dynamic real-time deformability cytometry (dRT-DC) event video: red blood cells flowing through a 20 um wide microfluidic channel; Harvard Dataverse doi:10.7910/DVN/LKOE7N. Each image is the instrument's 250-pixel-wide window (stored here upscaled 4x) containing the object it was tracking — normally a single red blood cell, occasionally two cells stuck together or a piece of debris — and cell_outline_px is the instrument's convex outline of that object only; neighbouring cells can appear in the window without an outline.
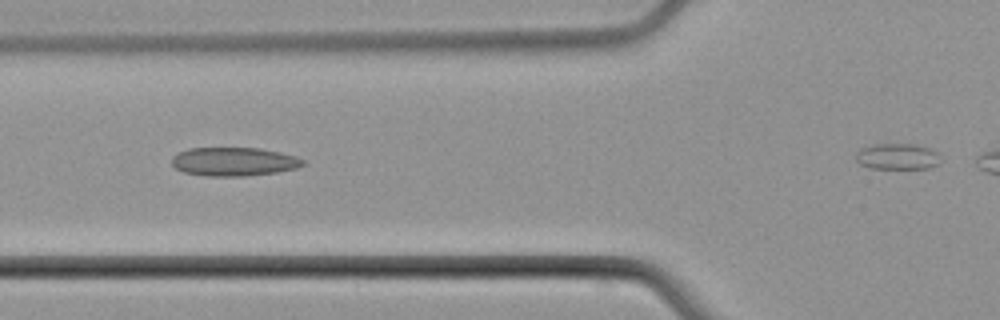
{"species": "common noctule bat (a hibernating species)", "species_latin": "Nyctalus noctula", "temperature_condition": "cold", "stored_images_in_passage": 5, "segment_of_instrument_passage": [1, 2], "camera_frame_rate_fps": 3000, "um_per_image_px": 0.085, "animal": {"sex": "male", "body_mass_g": 21.5, "forearm_length_mm": 52.0}, "frame": {"image": 1, "passage_image": 4, "time_ms": 3.667, "image_size_px": [1000, 320], "cell_outline_px": [[304, 164], [296, 168], [276, 172], [244, 176], [208, 176], [184, 172], [176, 168], [172, 164], [172, 156], [188, 148], [260, 148], [280, 152], [296, 156], [304, 160]], "centroid_in_image_um": [19.88, 13.73], "position_along_channel_um": 105.9, "area_um2": 21.79}}